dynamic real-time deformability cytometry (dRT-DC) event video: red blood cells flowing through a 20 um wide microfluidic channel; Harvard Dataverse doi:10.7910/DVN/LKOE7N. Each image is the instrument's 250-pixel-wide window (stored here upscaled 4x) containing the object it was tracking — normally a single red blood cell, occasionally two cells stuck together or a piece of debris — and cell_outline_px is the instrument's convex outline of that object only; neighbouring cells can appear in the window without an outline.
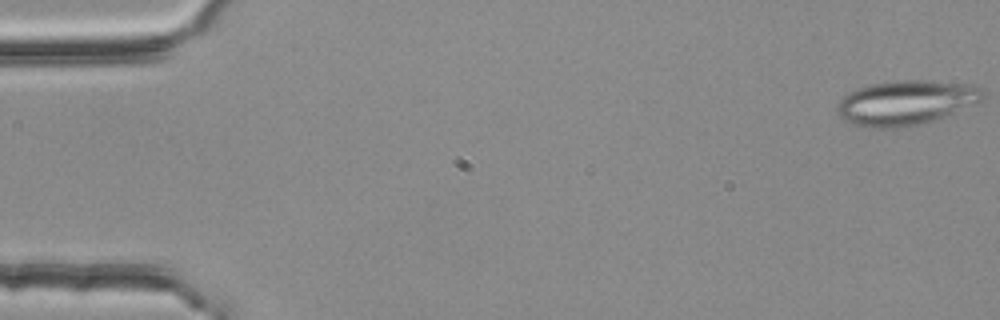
{"species": "common noctule bat (a hibernating species)", "species_latin": "Nyctalus noctula", "temperature_condition": "room temperature", "stored_images_in_passage": 55, "segment_of_instrument_passage": [1, 2], "camera_frame_rate_fps": 3000, "um_per_image_px": 0.085, "animal": {"sex": "female", "body_mass_g": 25.1}, "frame": {"image": 1, "passage_image": 1, "time_ms": 0.0, "image_size_px": [1000, 320], "cell_outline_px": [[984, 100], [980, 104], [916, 124], [900, 128], [868, 128], [844, 120], [836, 112], [836, 108], [840, 100], [848, 92], [856, 88], [872, 84], [900, 80], [920, 80], [960, 84], [984, 88]], "centroid_in_image_um": [76.99, 8.73], "position_along_channel_um": 8.0, "area_um2": 37.57}}